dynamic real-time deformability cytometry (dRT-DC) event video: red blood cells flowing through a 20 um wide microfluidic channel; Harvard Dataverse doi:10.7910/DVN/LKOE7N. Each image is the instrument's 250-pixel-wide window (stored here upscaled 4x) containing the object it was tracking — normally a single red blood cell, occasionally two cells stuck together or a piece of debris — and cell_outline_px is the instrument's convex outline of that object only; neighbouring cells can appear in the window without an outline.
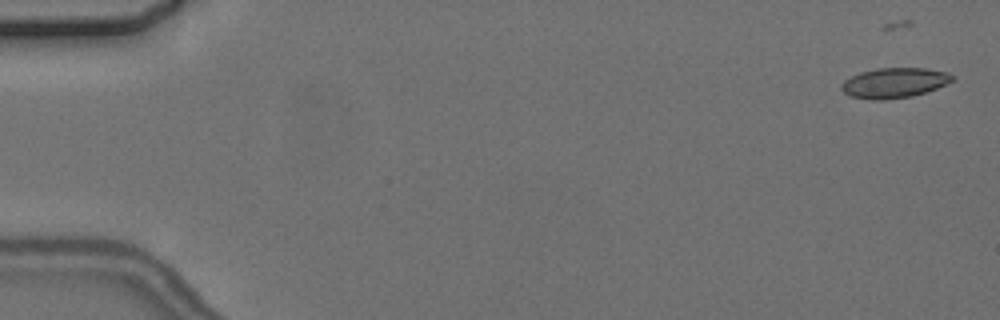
{"species": "common noctule bat (a hibernating species)", "species_latin": "Nyctalus noctula", "temperature_condition": "cold", "stored_images_in_passage": 8, "camera_frame_rate_fps": 3000, "um_per_image_px": 0.085, "animal": {"sex": "female", "body_mass_g": 24.6, "forearm_length_mm": 56.2}, "frame": {"image": 1, "passage_image": 1, "time_ms": 0.0, "image_size_px": [1000, 320], "cell_outline_px": [[956, 80], [936, 88], [912, 96], [884, 100], [872, 100], [852, 96], [844, 92], [840, 88], [840, 84], [844, 80], [860, 72], [876, 68], [924, 68], [948, 72], [956, 76]], "centroid_in_image_um": [76.03, 7.03], "position_along_channel_um": 9.0, "area_um2": 19.54}}
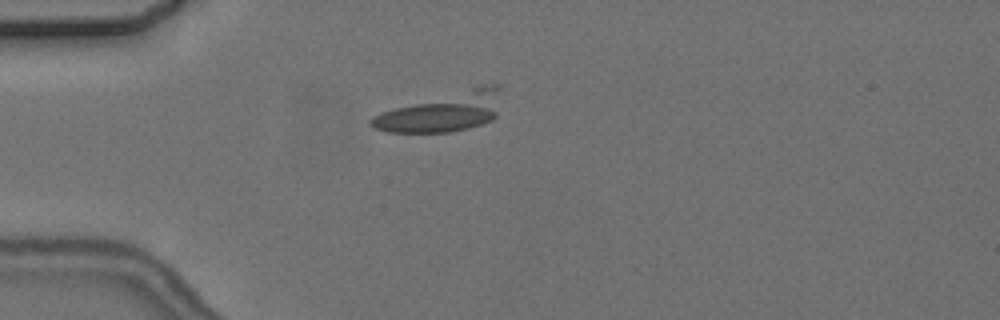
{"frame": {"image": 2, "passage_image": 5, "time_ms": 4.667, "image_size_px": [1000, 320], "cell_outline_px": [[500, 88], [496, 116], [492, 120], [468, 128], [448, 132], [388, 132], [376, 128], [368, 124], [368, 120], [372, 116], [380, 112], [480, 84], [500, 84]], "centroid_in_image_um": [37.61, 9.5], "position_along_channel_um": 47.4, "area_um2": 29.48}}
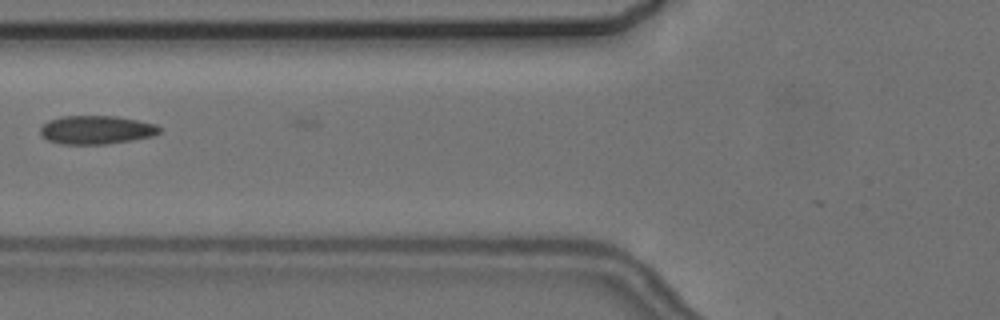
{"frame": {"image": 3, "passage_image": 7, "time_ms": 7.0, "image_size_px": [1000, 320], "cell_outline_px": [[160, 132], [152, 136], [104, 144], [60, 144], [48, 140], [40, 132], [40, 128], [48, 120], [60, 116], [116, 116], [156, 124], [160, 128]], "centroid_in_image_um": [8.15, 11.03], "position_along_channel_um": 117.6, "area_um2": 19.59}}